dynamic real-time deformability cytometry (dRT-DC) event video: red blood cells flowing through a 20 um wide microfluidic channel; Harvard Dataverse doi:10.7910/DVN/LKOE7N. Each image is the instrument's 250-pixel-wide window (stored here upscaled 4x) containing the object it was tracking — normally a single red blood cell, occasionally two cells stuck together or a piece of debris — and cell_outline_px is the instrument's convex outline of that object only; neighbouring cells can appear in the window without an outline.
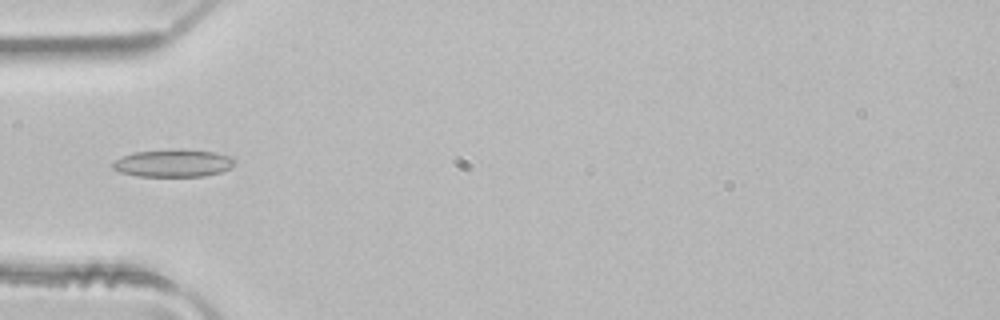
{"species": "common noctule bat (a hibernating species)", "species_latin": "Nyctalus noctula", "temperature_condition": "room temperature", "stored_images_in_passage": 1, "camera_frame_rate_fps": 3000, "um_per_image_px": 0.085, "animal": {"sex": "male", "body_mass_g": 21.5, "forearm_length_mm": 52.0}, "frame": {"image": 1, "passage_image": 1, "time_ms": 0.0, "image_size_px": [1000, 320], "cell_outline_px": [[236, 160], [232, 168], [220, 172], [204, 176], [140, 176], [120, 172], [112, 168], [112, 164], [116, 160], [124, 156], [136, 152], [180, 148], [184, 148], [216, 152], [232, 156]], "centroid_in_image_um": [14.8, 13.85], "position_along_channel_um": 70.2, "area_um2": 19.77}}